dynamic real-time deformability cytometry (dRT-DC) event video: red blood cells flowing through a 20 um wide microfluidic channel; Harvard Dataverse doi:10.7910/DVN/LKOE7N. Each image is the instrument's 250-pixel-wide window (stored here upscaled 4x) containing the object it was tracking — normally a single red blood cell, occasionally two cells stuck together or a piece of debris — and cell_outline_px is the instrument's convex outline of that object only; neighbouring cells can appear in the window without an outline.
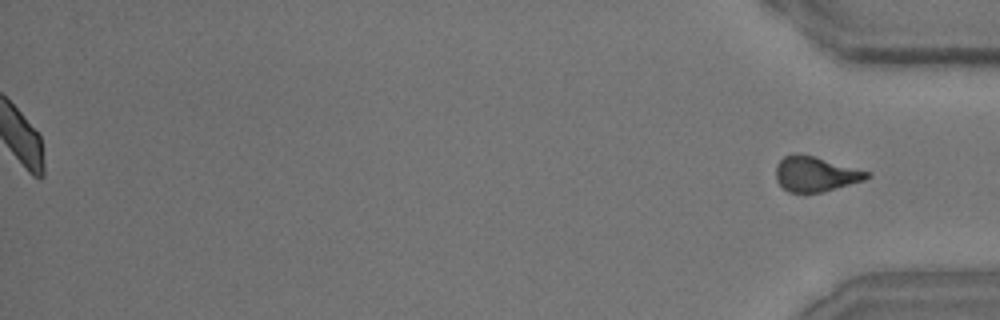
{"species": "common noctule bat (a hibernating species)", "species_latin": "Nyctalus noctula", "temperature_condition": "room temperature", "stored_images_in_passage": 49, "segment_of_instrument_passage": [2, 2], "camera_frame_rate_fps": 3000, "um_per_image_px": 0.085, "animal": {"sex": "male", "body_mass_g": 15.6}, "frame": {"image": 1, "passage_image": 49, "time_ms": 16.0, "image_size_px": [1000, 320], "cell_outline_px": [[872, 176], [864, 180], [824, 192], [804, 196], [788, 192], [776, 180], [776, 164], [784, 156], [816, 156], [872, 172]], "centroid_in_image_um": [69.35, 14.85], "position_along_channel_um": 365.8, "area_um2": 18.96}}